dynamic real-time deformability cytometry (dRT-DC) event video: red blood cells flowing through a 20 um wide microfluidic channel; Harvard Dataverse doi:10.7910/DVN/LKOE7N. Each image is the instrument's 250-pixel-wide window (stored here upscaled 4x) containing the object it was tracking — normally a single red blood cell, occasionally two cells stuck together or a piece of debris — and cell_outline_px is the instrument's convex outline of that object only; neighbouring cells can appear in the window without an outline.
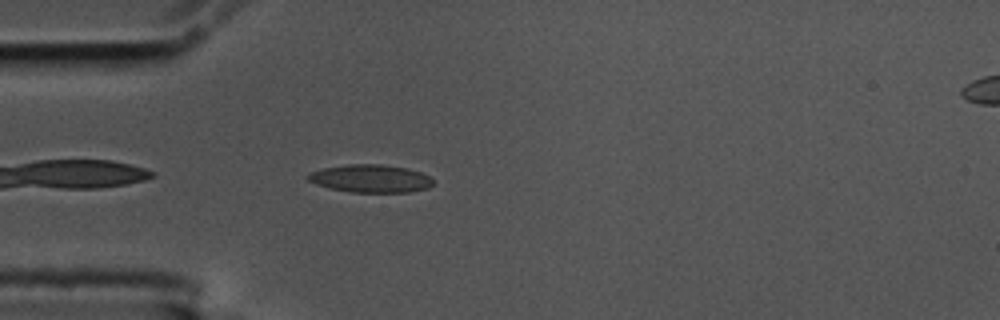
{"species": "common noctule bat (a hibernating species)", "species_latin": "Nyctalus noctula", "temperature_condition": "cold", "stored_images_in_passage": 42, "camera_frame_rate_fps": 3000, "um_per_image_px": 0.085, "animal": {"sex": "male", "body_mass_g": 17.5, "forearm_length_mm": 52.3}, "frame": {"image": 1, "passage_image": 2, "time_ms": 0.333, "image_size_px": [1000, 320], "cell_outline_px": [[432, 184], [428, 188], [412, 192], [352, 192], [328, 188], [316, 184], [308, 180], [304, 176], [308, 172], [324, 168], [348, 164], [380, 164], [408, 168], [420, 172], [428, 176], [432, 180]], "centroid_in_image_um": [31.46, 15.17], "position_along_channel_um": 53.5, "area_um2": 20.4}}
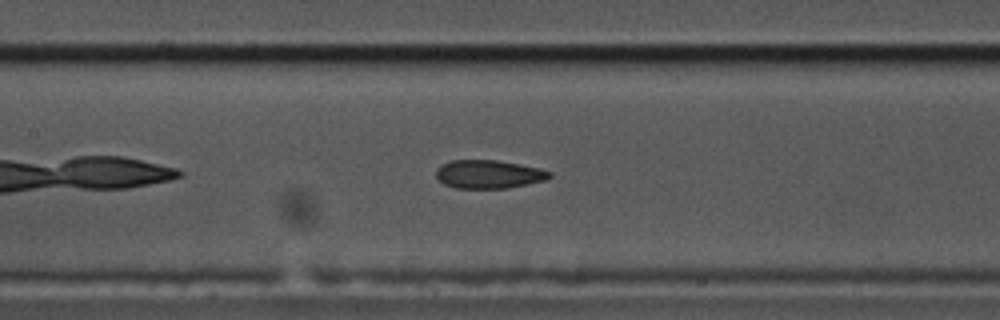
{"frame": {"image": 2, "passage_image": 12, "time_ms": 3.667, "image_size_px": [1000, 320], "cell_outline_px": [[552, 176], [544, 180], [528, 184], [508, 188], [456, 188], [444, 184], [436, 176], [436, 168], [440, 164], [452, 160], [496, 160], [540, 168], [552, 172]], "centroid_in_image_um": [41.53, 14.8], "position_along_channel_um": 165.9, "area_um2": 18.79}}
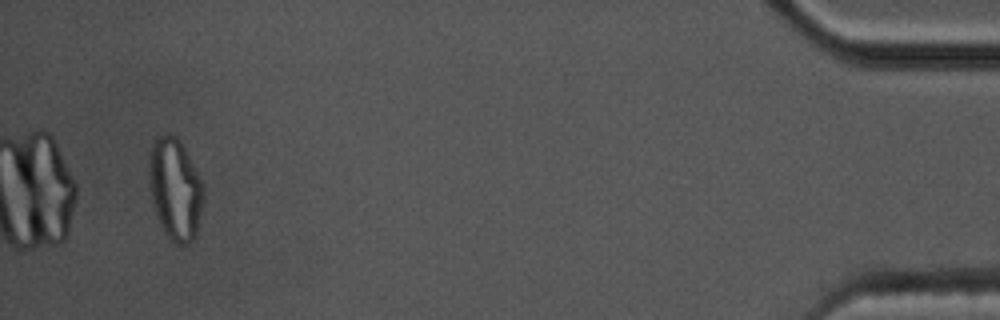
{"frame": {"image": 3, "passage_image": 40, "time_ms": 13.0, "image_size_px": [1000, 320], "cell_outline_px": [[204, 200], [196, 236], [188, 244], [176, 244], [164, 232], [156, 216], [152, 204], [148, 180], [148, 160], [152, 144], [156, 136], [164, 132], [168, 132], [176, 136], [180, 140], [204, 188]], "centroid_in_image_um": [14.86, 16.06], "position_along_channel_um": 420.3, "area_um2": 32.66}, "authors_computed_cell_mechanics": {"area_um2": 19.941, "velocity_mm_per_s": 3.5702, "shape_relaxation_time_tau1_ms": null, "shape_relaxation_time_tau2_ms": 2.3154, "deformation_change_tau1": null, "deformation_change_tau2": 0.0849}}